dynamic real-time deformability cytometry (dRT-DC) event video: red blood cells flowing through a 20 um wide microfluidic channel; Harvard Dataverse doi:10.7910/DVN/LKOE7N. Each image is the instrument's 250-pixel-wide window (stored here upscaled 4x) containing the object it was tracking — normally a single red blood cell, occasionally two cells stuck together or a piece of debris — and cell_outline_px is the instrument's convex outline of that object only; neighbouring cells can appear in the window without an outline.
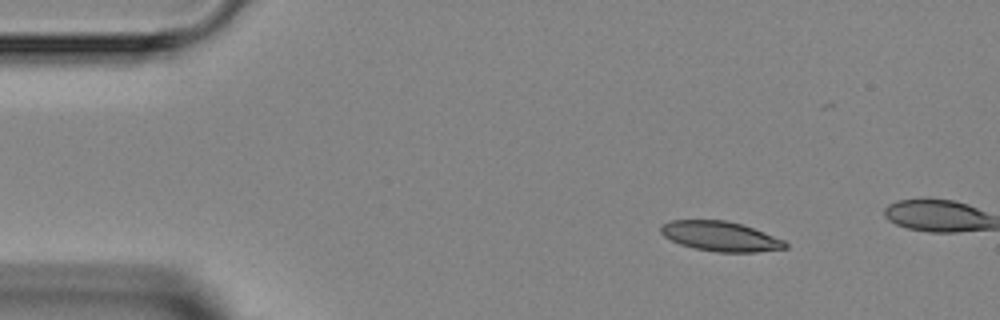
{"species": "Egyptian fruit bat (a non-hibernating species)", "species_latin": "Rousettus aegyptiacus", "temperature_condition": "room temperature", "stored_images_in_passage": 3, "camera_frame_rate_fps": 3000, "um_per_image_px": 0.085, "animal": {"sex": "female"}, "frame": {"image": 1, "passage_image": 1, "time_ms": 0.0, "image_size_px": [1000, 320], "cell_outline_px": [[788, 248], [756, 252], [716, 252], [696, 248], [680, 244], [664, 236], [660, 232], [660, 224], [672, 220], [724, 220], [740, 224], [764, 232], [784, 240], [788, 244]], "centroid_in_image_um": [61.23, 20.08], "position_along_channel_um": 23.8, "area_um2": 21.5}}